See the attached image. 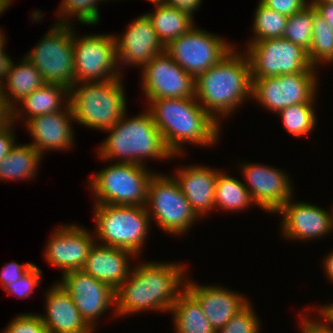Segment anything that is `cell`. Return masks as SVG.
Listing matches in <instances>:
<instances>
[{
    "label": "cell",
    "instance_id": "d590c367",
    "mask_svg": "<svg viewBox=\"0 0 333 333\" xmlns=\"http://www.w3.org/2000/svg\"><path fill=\"white\" fill-rule=\"evenodd\" d=\"M259 322L251 304L248 303L217 333H259Z\"/></svg>",
    "mask_w": 333,
    "mask_h": 333
},
{
    "label": "cell",
    "instance_id": "bcb514c9",
    "mask_svg": "<svg viewBox=\"0 0 333 333\" xmlns=\"http://www.w3.org/2000/svg\"><path fill=\"white\" fill-rule=\"evenodd\" d=\"M4 49L0 50V87L4 85V81L6 79V75L11 63V59L7 54L4 53ZM5 76V77H4Z\"/></svg>",
    "mask_w": 333,
    "mask_h": 333
},
{
    "label": "cell",
    "instance_id": "b9f144b4",
    "mask_svg": "<svg viewBox=\"0 0 333 333\" xmlns=\"http://www.w3.org/2000/svg\"><path fill=\"white\" fill-rule=\"evenodd\" d=\"M11 125L14 126L13 121H11L3 129H0V162L16 145L15 144L16 140H15V136L12 134L13 128L11 129V127H12Z\"/></svg>",
    "mask_w": 333,
    "mask_h": 333
},
{
    "label": "cell",
    "instance_id": "4fadbf2b",
    "mask_svg": "<svg viewBox=\"0 0 333 333\" xmlns=\"http://www.w3.org/2000/svg\"><path fill=\"white\" fill-rule=\"evenodd\" d=\"M233 48L217 35L194 26L165 46V51L188 74L197 78Z\"/></svg>",
    "mask_w": 333,
    "mask_h": 333
},
{
    "label": "cell",
    "instance_id": "f546056e",
    "mask_svg": "<svg viewBox=\"0 0 333 333\" xmlns=\"http://www.w3.org/2000/svg\"><path fill=\"white\" fill-rule=\"evenodd\" d=\"M251 204L255 203L246 188V184L219 171L215 186V208L220 207L224 211H240Z\"/></svg>",
    "mask_w": 333,
    "mask_h": 333
},
{
    "label": "cell",
    "instance_id": "603a6c76",
    "mask_svg": "<svg viewBox=\"0 0 333 333\" xmlns=\"http://www.w3.org/2000/svg\"><path fill=\"white\" fill-rule=\"evenodd\" d=\"M46 295L47 314L40 315V318L49 333H93L95 331L82 318L72 297L60 282L52 286Z\"/></svg>",
    "mask_w": 333,
    "mask_h": 333
},
{
    "label": "cell",
    "instance_id": "9a60e30c",
    "mask_svg": "<svg viewBox=\"0 0 333 333\" xmlns=\"http://www.w3.org/2000/svg\"><path fill=\"white\" fill-rule=\"evenodd\" d=\"M61 286L72 297L79 313L94 330V321L115 304V290L83 270L62 275Z\"/></svg>",
    "mask_w": 333,
    "mask_h": 333
},
{
    "label": "cell",
    "instance_id": "5b68a950",
    "mask_svg": "<svg viewBox=\"0 0 333 333\" xmlns=\"http://www.w3.org/2000/svg\"><path fill=\"white\" fill-rule=\"evenodd\" d=\"M121 80L75 83L69 90L74 121L103 131L115 126L126 112Z\"/></svg>",
    "mask_w": 333,
    "mask_h": 333
},
{
    "label": "cell",
    "instance_id": "74e56055",
    "mask_svg": "<svg viewBox=\"0 0 333 333\" xmlns=\"http://www.w3.org/2000/svg\"><path fill=\"white\" fill-rule=\"evenodd\" d=\"M41 274V269L34 265L20 280L6 284L3 288L20 298L29 297L34 288L39 287Z\"/></svg>",
    "mask_w": 333,
    "mask_h": 333
},
{
    "label": "cell",
    "instance_id": "60d3db41",
    "mask_svg": "<svg viewBox=\"0 0 333 333\" xmlns=\"http://www.w3.org/2000/svg\"><path fill=\"white\" fill-rule=\"evenodd\" d=\"M319 313L321 314L320 316L323 318V320L325 321V323H319L316 322L314 319H308L305 316H302L301 319V323H302V333H333V328H331V324L332 322L320 311L318 310ZM304 319V320H303ZM327 322L329 323L327 324ZM329 325V326H327Z\"/></svg>",
    "mask_w": 333,
    "mask_h": 333
},
{
    "label": "cell",
    "instance_id": "d4e9b609",
    "mask_svg": "<svg viewBox=\"0 0 333 333\" xmlns=\"http://www.w3.org/2000/svg\"><path fill=\"white\" fill-rule=\"evenodd\" d=\"M22 61L23 62L19 63L20 65H15L14 62L11 61L4 81V84L6 83L5 85H7V87L5 85L0 87L2 96L5 98L8 106L12 109L13 122L19 119V116L21 117L23 116L22 114H24L22 108L16 110L17 106L15 104L45 84L44 79L37 68L26 57L23 58Z\"/></svg>",
    "mask_w": 333,
    "mask_h": 333
},
{
    "label": "cell",
    "instance_id": "5bb4252c",
    "mask_svg": "<svg viewBox=\"0 0 333 333\" xmlns=\"http://www.w3.org/2000/svg\"><path fill=\"white\" fill-rule=\"evenodd\" d=\"M142 70V89L148 101L195 98L196 78L184 71L166 51L152 58Z\"/></svg>",
    "mask_w": 333,
    "mask_h": 333
},
{
    "label": "cell",
    "instance_id": "f35d334b",
    "mask_svg": "<svg viewBox=\"0 0 333 333\" xmlns=\"http://www.w3.org/2000/svg\"><path fill=\"white\" fill-rule=\"evenodd\" d=\"M260 2L266 7L287 17L303 10L310 4V2L306 0H260Z\"/></svg>",
    "mask_w": 333,
    "mask_h": 333
},
{
    "label": "cell",
    "instance_id": "e575fe53",
    "mask_svg": "<svg viewBox=\"0 0 333 333\" xmlns=\"http://www.w3.org/2000/svg\"><path fill=\"white\" fill-rule=\"evenodd\" d=\"M98 1L102 0H63L62 4L59 5L60 9L58 11L59 13L61 12L60 16L64 18H60V23H69L70 20L67 17L69 16L70 19L71 16L75 15L79 22L83 24H97L100 19L98 3H96Z\"/></svg>",
    "mask_w": 333,
    "mask_h": 333
},
{
    "label": "cell",
    "instance_id": "2e32d148",
    "mask_svg": "<svg viewBox=\"0 0 333 333\" xmlns=\"http://www.w3.org/2000/svg\"><path fill=\"white\" fill-rule=\"evenodd\" d=\"M241 168L244 180L249 184L246 188L255 205L275 213L292 198V185L285 172L255 163L242 164Z\"/></svg>",
    "mask_w": 333,
    "mask_h": 333
},
{
    "label": "cell",
    "instance_id": "52a82bcc",
    "mask_svg": "<svg viewBox=\"0 0 333 333\" xmlns=\"http://www.w3.org/2000/svg\"><path fill=\"white\" fill-rule=\"evenodd\" d=\"M144 165L114 163L90 180L97 204L145 206L148 185L154 173Z\"/></svg>",
    "mask_w": 333,
    "mask_h": 333
},
{
    "label": "cell",
    "instance_id": "c3c4849f",
    "mask_svg": "<svg viewBox=\"0 0 333 333\" xmlns=\"http://www.w3.org/2000/svg\"><path fill=\"white\" fill-rule=\"evenodd\" d=\"M319 310L332 322L333 325V303L323 306Z\"/></svg>",
    "mask_w": 333,
    "mask_h": 333
},
{
    "label": "cell",
    "instance_id": "7bdbcfd3",
    "mask_svg": "<svg viewBox=\"0 0 333 333\" xmlns=\"http://www.w3.org/2000/svg\"><path fill=\"white\" fill-rule=\"evenodd\" d=\"M202 0H165L166 5L176 7L180 10L189 12L192 16L195 9H198Z\"/></svg>",
    "mask_w": 333,
    "mask_h": 333
},
{
    "label": "cell",
    "instance_id": "7dc6e473",
    "mask_svg": "<svg viewBox=\"0 0 333 333\" xmlns=\"http://www.w3.org/2000/svg\"><path fill=\"white\" fill-rule=\"evenodd\" d=\"M325 263H323L325 266V272L327 274V278L333 282V252H330L326 259H324Z\"/></svg>",
    "mask_w": 333,
    "mask_h": 333
},
{
    "label": "cell",
    "instance_id": "d6986e66",
    "mask_svg": "<svg viewBox=\"0 0 333 333\" xmlns=\"http://www.w3.org/2000/svg\"><path fill=\"white\" fill-rule=\"evenodd\" d=\"M131 22L122 37H115L117 58L122 61L121 64L129 63L143 68L156 55L165 52V46L146 14Z\"/></svg>",
    "mask_w": 333,
    "mask_h": 333
},
{
    "label": "cell",
    "instance_id": "836d02e7",
    "mask_svg": "<svg viewBox=\"0 0 333 333\" xmlns=\"http://www.w3.org/2000/svg\"><path fill=\"white\" fill-rule=\"evenodd\" d=\"M284 128L297 137L310 134L316 124L313 103H300L284 108L278 113Z\"/></svg>",
    "mask_w": 333,
    "mask_h": 333
},
{
    "label": "cell",
    "instance_id": "d6a6232c",
    "mask_svg": "<svg viewBox=\"0 0 333 333\" xmlns=\"http://www.w3.org/2000/svg\"><path fill=\"white\" fill-rule=\"evenodd\" d=\"M314 21V6L310 2L303 10L288 17L282 38L302 47L310 49Z\"/></svg>",
    "mask_w": 333,
    "mask_h": 333
},
{
    "label": "cell",
    "instance_id": "8992f818",
    "mask_svg": "<svg viewBox=\"0 0 333 333\" xmlns=\"http://www.w3.org/2000/svg\"><path fill=\"white\" fill-rule=\"evenodd\" d=\"M95 204V233L103 243L100 245L141 253L151 220L146 207Z\"/></svg>",
    "mask_w": 333,
    "mask_h": 333
},
{
    "label": "cell",
    "instance_id": "3957f363",
    "mask_svg": "<svg viewBox=\"0 0 333 333\" xmlns=\"http://www.w3.org/2000/svg\"><path fill=\"white\" fill-rule=\"evenodd\" d=\"M251 89L249 59L246 54L232 49L196 78L195 98L219 123V116H229L247 97H251Z\"/></svg>",
    "mask_w": 333,
    "mask_h": 333
},
{
    "label": "cell",
    "instance_id": "f6af8a7d",
    "mask_svg": "<svg viewBox=\"0 0 333 333\" xmlns=\"http://www.w3.org/2000/svg\"><path fill=\"white\" fill-rule=\"evenodd\" d=\"M12 121V109L8 106L0 91V129L6 127Z\"/></svg>",
    "mask_w": 333,
    "mask_h": 333
},
{
    "label": "cell",
    "instance_id": "83f0119b",
    "mask_svg": "<svg viewBox=\"0 0 333 333\" xmlns=\"http://www.w3.org/2000/svg\"><path fill=\"white\" fill-rule=\"evenodd\" d=\"M42 157L31 144L15 145L0 162V180L33 178Z\"/></svg>",
    "mask_w": 333,
    "mask_h": 333
},
{
    "label": "cell",
    "instance_id": "30bf717a",
    "mask_svg": "<svg viewBox=\"0 0 333 333\" xmlns=\"http://www.w3.org/2000/svg\"><path fill=\"white\" fill-rule=\"evenodd\" d=\"M247 46L251 78L276 77L313 68L307 51L284 38L259 40Z\"/></svg>",
    "mask_w": 333,
    "mask_h": 333
},
{
    "label": "cell",
    "instance_id": "44dd1931",
    "mask_svg": "<svg viewBox=\"0 0 333 333\" xmlns=\"http://www.w3.org/2000/svg\"><path fill=\"white\" fill-rule=\"evenodd\" d=\"M74 121L69 100L65 110L33 117L25 121L34 142L30 143L43 155L46 150H64L69 148L73 141V131L70 123Z\"/></svg>",
    "mask_w": 333,
    "mask_h": 333
},
{
    "label": "cell",
    "instance_id": "8d00e7d4",
    "mask_svg": "<svg viewBox=\"0 0 333 333\" xmlns=\"http://www.w3.org/2000/svg\"><path fill=\"white\" fill-rule=\"evenodd\" d=\"M3 333H49L40 315L20 314L13 319Z\"/></svg>",
    "mask_w": 333,
    "mask_h": 333
},
{
    "label": "cell",
    "instance_id": "ba28073f",
    "mask_svg": "<svg viewBox=\"0 0 333 333\" xmlns=\"http://www.w3.org/2000/svg\"><path fill=\"white\" fill-rule=\"evenodd\" d=\"M54 24L26 57L41 73L45 84H57L70 90L75 84L73 27Z\"/></svg>",
    "mask_w": 333,
    "mask_h": 333
},
{
    "label": "cell",
    "instance_id": "7402d4cb",
    "mask_svg": "<svg viewBox=\"0 0 333 333\" xmlns=\"http://www.w3.org/2000/svg\"><path fill=\"white\" fill-rule=\"evenodd\" d=\"M130 256L129 250L94 243L81 270L116 290L130 274Z\"/></svg>",
    "mask_w": 333,
    "mask_h": 333
},
{
    "label": "cell",
    "instance_id": "8fae6325",
    "mask_svg": "<svg viewBox=\"0 0 333 333\" xmlns=\"http://www.w3.org/2000/svg\"><path fill=\"white\" fill-rule=\"evenodd\" d=\"M315 68L276 77L251 78V98H256V101L275 113L291 105L314 103L318 84Z\"/></svg>",
    "mask_w": 333,
    "mask_h": 333
},
{
    "label": "cell",
    "instance_id": "4316f807",
    "mask_svg": "<svg viewBox=\"0 0 333 333\" xmlns=\"http://www.w3.org/2000/svg\"><path fill=\"white\" fill-rule=\"evenodd\" d=\"M170 312L177 333H216L198 301L186 290L179 295Z\"/></svg>",
    "mask_w": 333,
    "mask_h": 333
},
{
    "label": "cell",
    "instance_id": "f907efd6",
    "mask_svg": "<svg viewBox=\"0 0 333 333\" xmlns=\"http://www.w3.org/2000/svg\"><path fill=\"white\" fill-rule=\"evenodd\" d=\"M310 2H328V3H333V0H311Z\"/></svg>",
    "mask_w": 333,
    "mask_h": 333
},
{
    "label": "cell",
    "instance_id": "1f68e13d",
    "mask_svg": "<svg viewBox=\"0 0 333 333\" xmlns=\"http://www.w3.org/2000/svg\"><path fill=\"white\" fill-rule=\"evenodd\" d=\"M288 17L281 13H278L265 5L260 1L255 12V19L253 22V32L255 36L251 38L250 43L267 40L282 38Z\"/></svg>",
    "mask_w": 333,
    "mask_h": 333
},
{
    "label": "cell",
    "instance_id": "7c38bea8",
    "mask_svg": "<svg viewBox=\"0 0 333 333\" xmlns=\"http://www.w3.org/2000/svg\"><path fill=\"white\" fill-rule=\"evenodd\" d=\"M74 34L75 32L73 33V49L76 84L109 81L121 77L117 64L115 36L98 34L77 39L75 38L77 35Z\"/></svg>",
    "mask_w": 333,
    "mask_h": 333
},
{
    "label": "cell",
    "instance_id": "ac0fdd59",
    "mask_svg": "<svg viewBox=\"0 0 333 333\" xmlns=\"http://www.w3.org/2000/svg\"><path fill=\"white\" fill-rule=\"evenodd\" d=\"M288 200L275 213L283 216L282 231L288 239L311 240L326 235L333 229V211L304 202ZM286 235V236H285Z\"/></svg>",
    "mask_w": 333,
    "mask_h": 333
},
{
    "label": "cell",
    "instance_id": "ffe728a7",
    "mask_svg": "<svg viewBox=\"0 0 333 333\" xmlns=\"http://www.w3.org/2000/svg\"><path fill=\"white\" fill-rule=\"evenodd\" d=\"M185 289L201 305L206 318L216 333L248 303L241 294L220 286H202L186 280Z\"/></svg>",
    "mask_w": 333,
    "mask_h": 333
},
{
    "label": "cell",
    "instance_id": "484cf974",
    "mask_svg": "<svg viewBox=\"0 0 333 333\" xmlns=\"http://www.w3.org/2000/svg\"><path fill=\"white\" fill-rule=\"evenodd\" d=\"M153 13H146L164 46L188 32L194 25L193 16L165 3H156Z\"/></svg>",
    "mask_w": 333,
    "mask_h": 333
},
{
    "label": "cell",
    "instance_id": "6da1fadb",
    "mask_svg": "<svg viewBox=\"0 0 333 333\" xmlns=\"http://www.w3.org/2000/svg\"><path fill=\"white\" fill-rule=\"evenodd\" d=\"M133 269L115 290L116 315H130L150 309L170 311L185 289L184 266L173 262H147ZM181 286H184L182 290Z\"/></svg>",
    "mask_w": 333,
    "mask_h": 333
},
{
    "label": "cell",
    "instance_id": "4dcf8cb0",
    "mask_svg": "<svg viewBox=\"0 0 333 333\" xmlns=\"http://www.w3.org/2000/svg\"><path fill=\"white\" fill-rule=\"evenodd\" d=\"M310 63L317 67L323 61L329 63L333 59V29L321 17L314 7L313 34L310 49L307 52ZM322 61V63H321Z\"/></svg>",
    "mask_w": 333,
    "mask_h": 333
},
{
    "label": "cell",
    "instance_id": "681fc988",
    "mask_svg": "<svg viewBox=\"0 0 333 333\" xmlns=\"http://www.w3.org/2000/svg\"><path fill=\"white\" fill-rule=\"evenodd\" d=\"M4 37H5V35L3 36V33H2V31L0 30V50L5 49V48H4V46H5V44H4V42H5Z\"/></svg>",
    "mask_w": 333,
    "mask_h": 333
},
{
    "label": "cell",
    "instance_id": "ee69618b",
    "mask_svg": "<svg viewBox=\"0 0 333 333\" xmlns=\"http://www.w3.org/2000/svg\"><path fill=\"white\" fill-rule=\"evenodd\" d=\"M317 13L323 17L333 29V3L328 2H311Z\"/></svg>",
    "mask_w": 333,
    "mask_h": 333
},
{
    "label": "cell",
    "instance_id": "9c48e42d",
    "mask_svg": "<svg viewBox=\"0 0 333 333\" xmlns=\"http://www.w3.org/2000/svg\"><path fill=\"white\" fill-rule=\"evenodd\" d=\"M152 220H156L163 231L182 234L199 218L182 193L175 177L154 173L148 185L145 205ZM152 210V211H151Z\"/></svg>",
    "mask_w": 333,
    "mask_h": 333
},
{
    "label": "cell",
    "instance_id": "cb8c5ba5",
    "mask_svg": "<svg viewBox=\"0 0 333 333\" xmlns=\"http://www.w3.org/2000/svg\"><path fill=\"white\" fill-rule=\"evenodd\" d=\"M218 170L205 166L181 167L175 179L197 216L215 209V186ZM205 213V214H203Z\"/></svg>",
    "mask_w": 333,
    "mask_h": 333
},
{
    "label": "cell",
    "instance_id": "ab89813d",
    "mask_svg": "<svg viewBox=\"0 0 333 333\" xmlns=\"http://www.w3.org/2000/svg\"><path fill=\"white\" fill-rule=\"evenodd\" d=\"M35 264L26 262L21 265L14 261L5 265L0 273V282L4 286L20 280Z\"/></svg>",
    "mask_w": 333,
    "mask_h": 333
},
{
    "label": "cell",
    "instance_id": "816d5d0a",
    "mask_svg": "<svg viewBox=\"0 0 333 333\" xmlns=\"http://www.w3.org/2000/svg\"><path fill=\"white\" fill-rule=\"evenodd\" d=\"M165 0H149V2H152L153 4L156 3H164Z\"/></svg>",
    "mask_w": 333,
    "mask_h": 333
},
{
    "label": "cell",
    "instance_id": "e0dca14e",
    "mask_svg": "<svg viewBox=\"0 0 333 333\" xmlns=\"http://www.w3.org/2000/svg\"><path fill=\"white\" fill-rule=\"evenodd\" d=\"M94 236L85 228L63 225L55 230L45 246L48 263L59 267L64 273L81 270L93 246Z\"/></svg>",
    "mask_w": 333,
    "mask_h": 333
},
{
    "label": "cell",
    "instance_id": "f1b7e54d",
    "mask_svg": "<svg viewBox=\"0 0 333 333\" xmlns=\"http://www.w3.org/2000/svg\"><path fill=\"white\" fill-rule=\"evenodd\" d=\"M62 96L69 100V90L57 84H44L41 88L36 89L28 96L24 97L19 103L23 104L26 116L25 120L33 117L51 114L61 111L62 104L65 100ZM62 101V102H61Z\"/></svg>",
    "mask_w": 333,
    "mask_h": 333
},
{
    "label": "cell",
    "instance_id": "7a4b0ae2",
    "mask_svg": "<svg viewBox=\"0 0 333 333\" xmlns=\"http://www.w3.org/2000/svg\"><path fill=\"white\" fill-rule=\"evenodd\" d=\"M196 98H161L149 100V112L161 132L167 149L180 155L182 144L213 145L219 138L220 124Z\"/></svg>",
    "mask_w": 333,
    "mask_h": 333
},
{
    "label": "cell",
    "instance_id": "277c9868",
    "mask_svg": "<svg viewBox=\"0 0 333 333\" xmlns=\"http://www.w3.org/2000/svg\"><path fill=\"white\" fill-rule=\"evenodd\" d=\"M125 117L126 112L115 126L105 130L110 133L98 149L102 159L122 158L116 163L145 165L143 157L163 160L174 156L148 110L132 118Z\"/></svg>",
    "mask_w": 333,
    "mask_h": 333
}]
</instances>
